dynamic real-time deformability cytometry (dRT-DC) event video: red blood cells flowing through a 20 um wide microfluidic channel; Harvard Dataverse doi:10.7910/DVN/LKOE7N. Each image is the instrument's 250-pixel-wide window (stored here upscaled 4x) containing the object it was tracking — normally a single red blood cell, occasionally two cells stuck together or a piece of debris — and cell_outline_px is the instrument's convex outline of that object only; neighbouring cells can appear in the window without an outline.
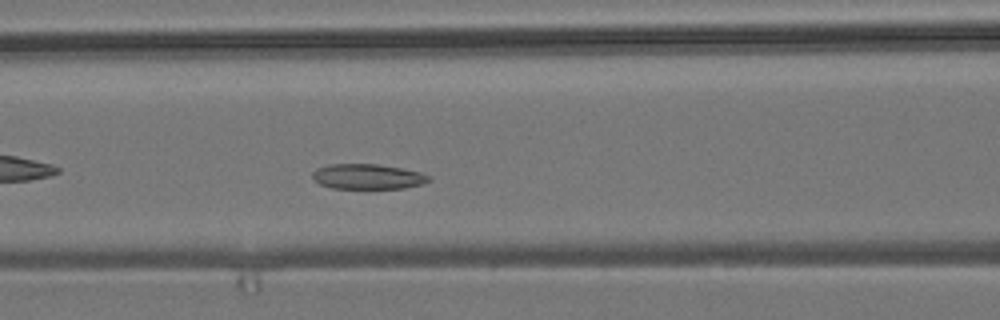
{"species": "common noctule bat (a hibernating species)", "species_latin": "Nyctalus noctula", "temperature_condition": "room temperature", "stored_images_in_passage": 45, "camera_frame_rate_fps": 3000, "um_per_image_px": 0.085, "animal": {"sex": "male", "body_mass_g": 19.2, "forearm_length_mm": 51.8}, "frame": {"image": 1, "passage_image": 14, "time_ms": 4.333, "image_size_px": [1000, 320], "cell_outline_px": [[428, 180], [420, 184], [404, 188], [332, 188], [320, 184], [312, 180], [312, 172], [316, 168], [328, 164], [376, 164], [400, 168], [420, 172], [428, 176]], "centroid_in_image_um": [31.16, 15.0], "position_along_channel_um": 135.4, "area_um2": 16.88}}
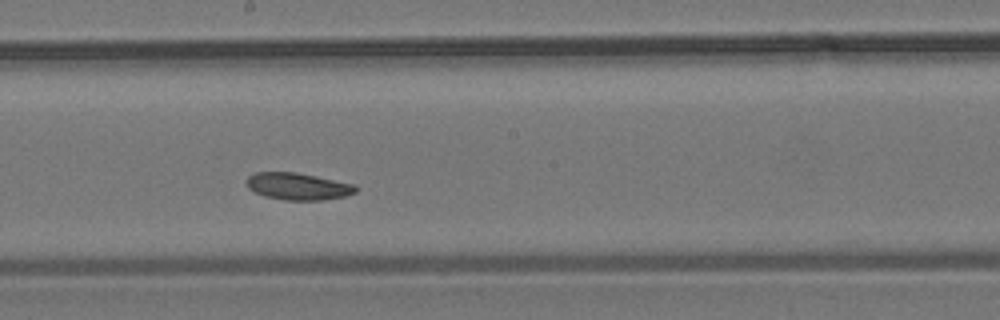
{"frame": {"image": 2, "passage_image": 21, "time_ms": 6.667, "image_size_px": [1000, 320], "cell_outline_px": [[356, 192], [344, 196], [324, 200], [284, 200], [264, 196], [248, 188], [244, 180], [248, 176], [256, 172], [296, 172], [356, 184]], "centroid_in_image_um": [25.3, 15.83], "position_along_channel_um": 222.9, "area_um2": 17.28}}
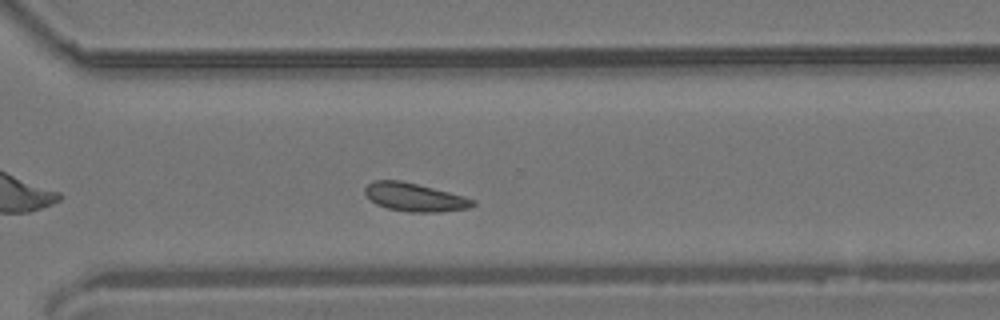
{"frame": {"image": 3, "passage_image": 30, "time_ms": 9.667, "image_size_px": [1000, 320], "cell_outline_px": [[476, 204], [472, 208], [440, 212], [408, 212], [388, 208], [376, 204], [364, 192], [364, 188], [372, 180], [400, 180], [464, 196], [476, 200]], "centroid_in_image_um": [35.27, 16.77], "position_along_channel_um": 335.3, "area_um2": 17.74}, "authors_computed_cell_mechanics": {"area_um2": 17.7446, "velocity_mm_per_s": 3.7539, "shape_relaxation_time_tau1_ms": 5.2323, "shape_relaxation_time_tau2_ms": null, "deformation_change_tau1": 0.0669, "deformation_change_tau2": null}}